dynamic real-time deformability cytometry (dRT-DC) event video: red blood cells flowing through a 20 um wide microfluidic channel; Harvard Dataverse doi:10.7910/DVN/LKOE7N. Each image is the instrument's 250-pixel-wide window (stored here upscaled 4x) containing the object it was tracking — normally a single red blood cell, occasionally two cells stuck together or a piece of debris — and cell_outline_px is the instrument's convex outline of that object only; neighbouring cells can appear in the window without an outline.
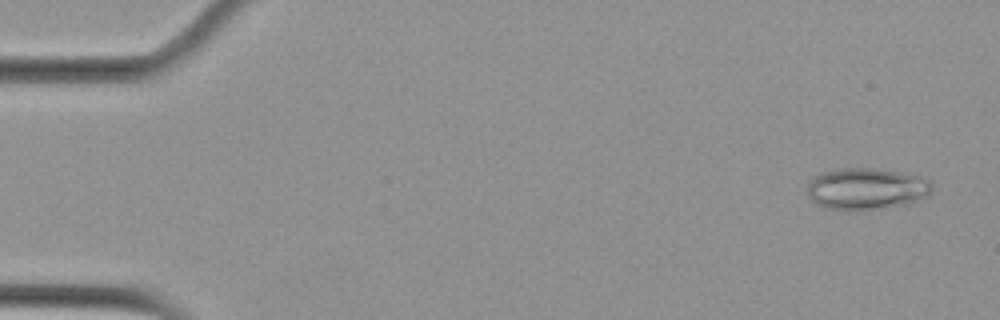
{"species": "Egyptian fruit bat (a non-hibernating species)", "species_latin": "Rousettus aegyptiacus", "temperature_condition": "cold", "stored_images_in_passage": 5, "camera_frame_rate_fps": 3000, "um_per_image_px": 0.085, "animal": {"sex": "female"}, "frame": {"image": 1, "passage_image": 1, "time_ms": 0.0, "image_size_px": [1000, 320], "cell_outline_px": [[932, 192], [928, 196], [908, 204], [872, 208], [828, 208], [816, 204], [808, 196], [808, 184], [820, 172], [836, 168], [872, 168], [924, 176], [932, 184]], "centroid_in_image_um": [73.68, 16.01], "position_along_channel_um": 11.3, "area_um2": 29.82}}